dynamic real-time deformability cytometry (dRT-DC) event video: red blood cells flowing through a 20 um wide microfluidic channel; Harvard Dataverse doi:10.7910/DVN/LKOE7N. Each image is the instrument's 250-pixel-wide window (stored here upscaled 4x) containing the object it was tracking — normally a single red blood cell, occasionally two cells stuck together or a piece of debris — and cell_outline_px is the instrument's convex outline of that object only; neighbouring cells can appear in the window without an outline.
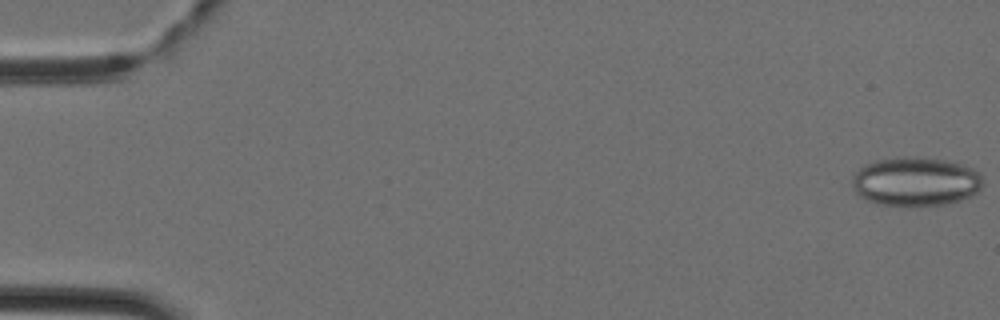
{"species": "Egyptian fruit bat (a non-hibernating species)", "species_latin": "Rousettus aegyptiacus", "temperature_condition": "cold", "stored_images_in_passage": 45, "camera_frame_rate_fps": 3000, "um_per_image_px": 0.085, "animal": {"sex": "female"}, "frame": {"image": 1, "passage_image": 1, "time_ms": 0.0, "image_size_px": [1000, 320], "cell_outline_px": [[984, 184], [972, 196], [948, 204], [912, 208], [880, 204], [868, 200], [860, 196], [856, 192], [852, 184], [852, 172], [864, 164], [876, 160], [900, 156], [916, 156], [944, 160], [960, 164], [972, 168], [980, 172]], "centroid_in_image_um": [77.81, 15.44], "position_along_channel_um": 7.2, "area_um2": 38.26}}
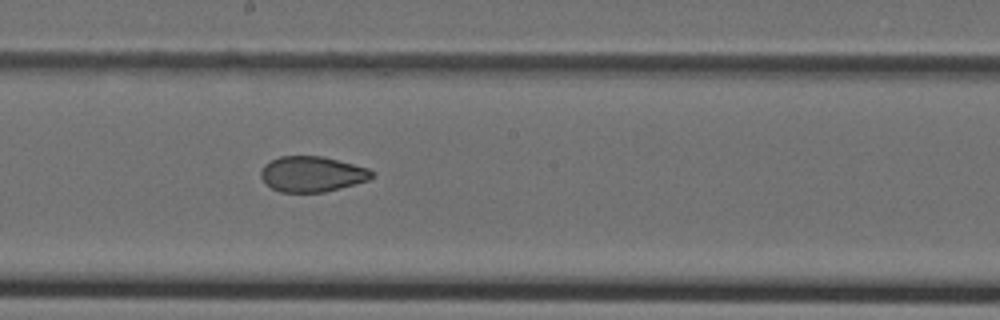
{"frame": {"image": 2, "passage_image": 25, "time_ms": 8.0, "image_size_px": [1000, 320], "cell_outline_px": [[376, 172], [368, 180], [340, 188], [324, 192], [280, 192], [264, 184], [260, 176], [260, 172], [264, 164], [280, 156], [324, 156], [368, 168]], "centroid_in_image_um": [26.5, 14.79], "position_along_channel_um": 221.7, "area_um2": 23.06}}
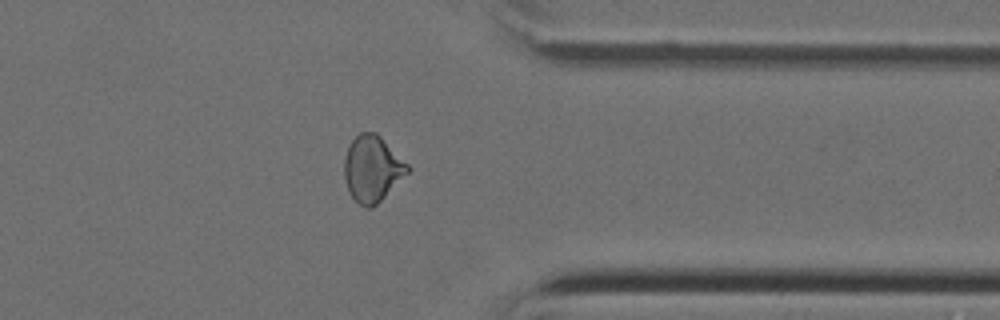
{"frame": {"image": 3, "passage_image": 36, "time_ms": 11.667, "image_size_px": [1000, 320], "cell_outline_px": [[412, 168], [372, 208], [364, 208], [348, 192], [344, 176], [344, 160], [348, 148], [352, 140], [360, 132], [376, 132]], "centroid_in_image_um": [31.63, 14.33], "position_along_channel_um": 379.8, "area_um2": 24.04}}